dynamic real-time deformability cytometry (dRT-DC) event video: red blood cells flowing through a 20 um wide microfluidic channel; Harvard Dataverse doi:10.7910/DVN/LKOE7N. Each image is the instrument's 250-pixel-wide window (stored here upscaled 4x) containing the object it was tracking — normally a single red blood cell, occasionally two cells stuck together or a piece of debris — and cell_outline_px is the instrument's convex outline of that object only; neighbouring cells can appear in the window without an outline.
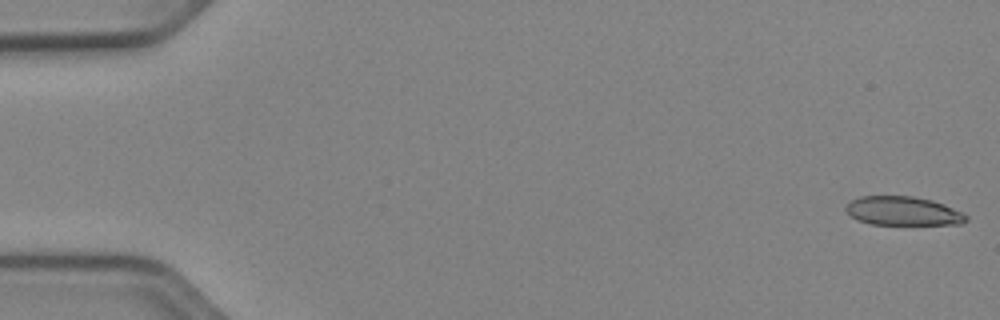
{"species": "Egyptian fruit bat (a non-hibernating species)", "species_latin": "Rousettus aegyptiacus", "temperature_condition": "cold", "stored_images_in_passage": 17, "camera_frame_rate_fps": 3000, "um_per_image_px": 0.085, "animal": {"sex": "female"}, "frame": {"image": 1, "passage_image": 1, "time_ms": 0.0, "image_size_px": [1000, 320], "cell_outline_px": [[968, 220], [960, 224], [872, 224], [856, 220], [844, 208], [852, 200], [860, 196], [912, 196], [932, 200], [944, 204], [964, 212], [968, 216]], "centroid_in_image_um": [76.79, 17.93], "position_along_channel_um": 8.2, "area_um2": 20.23}}
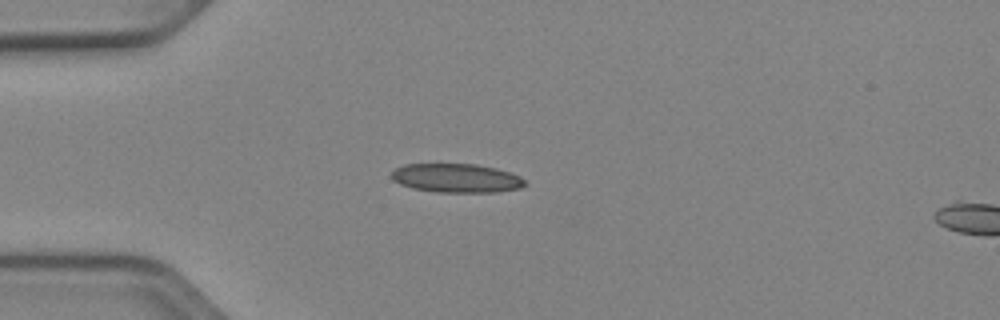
{"frame": {"image": 2, "passage_image": 14, "time_ms": 4.333, "image_size_px": [1000, 320], "cell_outline_px": [[524, 184], [520, 188], [496, 192], [436, 192], [412, 188], [400, 184], [392, 180], [388, 176], [396, 168], [404, 164], [476, 164], [496, 168], [520, 176], [524, 180]], "centroid_in_image_um": [38.74, 15.14], "position_along_channel_um": 46.3, "area_um2": 22.48}}